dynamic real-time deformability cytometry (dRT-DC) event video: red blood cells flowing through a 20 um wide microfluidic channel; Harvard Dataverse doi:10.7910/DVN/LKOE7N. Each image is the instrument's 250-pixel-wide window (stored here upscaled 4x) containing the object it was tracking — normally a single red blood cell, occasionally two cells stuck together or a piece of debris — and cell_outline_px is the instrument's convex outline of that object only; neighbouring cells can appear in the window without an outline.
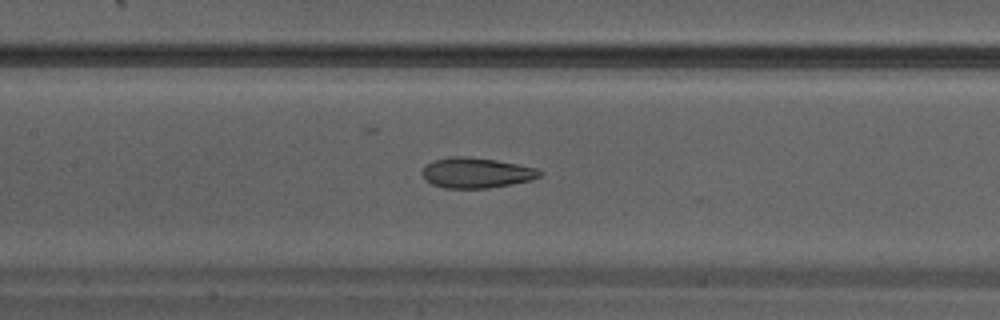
{"species": "Egyptian fruit bat (a non-hibernating species)", "species_latin": "Rousettus aegyptiacus", "temperature_condition": "warm", "stored_images_in_passage": 32, "camera_frame_rate_fps": 3000, "um_per_image_px": 0.085, "animal": {"sex": "male"}, "frame": {"image": 1, "passage_image": 14, "time_ms": 4.333, "image_size_px": [1000, 320], "cell_outline_px": [[544, 172], [540, 176], [532, 180], [512, 184], [488, 188], [444, 188], [432, 184], [420, 172], [424, 164], [432, 160], [452, 156], [468, 156], [496, 160], [536, 168]], "centroid_in_image_um": [40.46, 14.68], "position_along_channel_um": 166.9, "area_um2": 20.92}}